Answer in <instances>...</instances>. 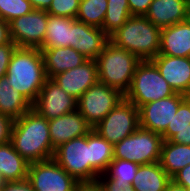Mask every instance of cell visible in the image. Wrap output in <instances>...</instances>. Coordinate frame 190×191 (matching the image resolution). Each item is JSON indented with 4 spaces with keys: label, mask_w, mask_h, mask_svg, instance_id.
Returning <instances> with one entry per match:
<instances>
[{
    "label": "cell",
    "mask_w": 190,
    "mask_h": 191,
    "mask_svg": "<svg viewBox=\"0 0 190 191\" xmlns=\"http://www.w3.org/2000/svg\"><path fill=\"white\" fill-rule=\"evenodd\" d=\"M10 142L29 163L52 159L55 153L50 140L49 120L33 108L14 120Z\"/></svg>",
    "instance_id": "6da1fadb"
},
{
    "label": "cell",
    "mask_w": 190,
    "mask_h": 191,
    "mask_svg": "<svg viewBox=\"0 0 190 191\" xmlns=\"http://www.w3.org/2000/svg\"><path fill=\"white\" fill-rule=\"evenodd\" d=\"M5 76L9 85L33 105L48 79L42 51L38 48L17 47Z\"/></svg>",
    "instance_id": "7a4b0ae2"
},
{
    "label": "cell",
    "mask_w": 190,
    "mask_h": 191,
    "mask_svg": "<svg viewBox=\"0 0 190 191\" xmlns=\"http://www.w3.org/2000/svg\"><path fill=\"white\" fill-rule=\"evenodd\" d=\"M160 38L161 29L145 16H131L109 36V41L146 61L159 54Z\"/></svg>",
    "instance_id": "3957f363"
},
{
    "label": "cell",
    "mask_w": 190,
    "mask_h": 191,
    "mask_svg": "<svg viewBox=\"0 0 190 191\" xmlns=\"http://www.w3.org/2000/svg\"><path fill=\"white\" fill-rule=\"evenodd\" d=\"M95 60L98 81L120 90L125 95L131 86L136 66L141 60L110 41L105 44Z\"/></svg>",
    "instance_id": "277c9868"
},
{
    "label": "cell",
    "mask_w": 190,
    "mask_h": 191,
    "mask_svg": "<svg viewBox=\"0 0 190 191\" xmlns=\"http://www.w3.org/2000/svg\"><path fill=\"white\" fill-rule=\"evenodd\" d=\"M169 83L162 77L151 60L140 61L136 66L131 86L125 93V99L137 108L174 95Z\"/></svg>",
    "instance_id": "5b68a950"
},
{
    "label": "cell",
    "mask_w": 190,
    "mask_h": 191,
    "mask_svg": "<svg viewBox=\"0 0 190 191\" xmlns=\"http://www.w3.org/2000/svg\"><path fill=\"white\" fill-rule=\"evenodd\" d=\"M162 143V135L139 127L114 145V158L139 165L160 162Z\"/></svg>",
    "instance_id": "8992f818"
},
{
    "label": "cell",
    "mask_w": 190,
    "mask_h": 191,
    "mask_svg": "<svg viewBox=\"0 0 190 191\" xmlns=\"http://www.w3.org/2000/svg\"><path fill=\"white\" fill-rule=\"evenodd\" d=\"M53 159L77 181H91V131L61 144Z\"/></svg>",
    "instance_id": "52a82bcc"
},
{
    "label": "cell",
    "mask_w": 190,
    "mask_h": 191,
    "mask_svg": "<svg viewBox=\"0 0 190 191\" xmlns=\"http://www.w3.org/2000/svg\"><path fill=\"white\" fill-rule=\"evenodd\" d=\"M124 98L120 90L98 81L77 100V110L94 128Z\"/></svg>",
    "instance_id": "ba28073f"
},
{
    "label": "cell",
    "mask_w": 190,
    "mask_h": 191,
    "mask_svg": "<svg viewBox=\"0 0 190 191\" xmlns=\"http://www.w3.org/2000/svg\"><path fill=\"white\" fill-rule=\"evenodd\" d=\"M139 127V108L124 98L93 129L115 145Z\"/></svg>",
    "instance_id": "9c48e42d"
},
{
    "label": "cell",
    "mask_w": 190,
    "mask_h": 191,
    "mask_svg": "<svg viewBox=\"0 0 190 191\" xmlns=\"http://www.w3.org/2000/svg\"><path fill=\"white\" fill-rule=\"evenodd\" d=\"M27 180L34 191H74L78 182L53 158L29 163Z\"/></svg>",
    "instance_id": "30bf717a"
},
{
    "label": "cell",
    "mask_w": 190,
    "mask_h": 191,
    "mask_svg": "<svg viewBox=\"0 0 190 191\" xmlns=\"http://www.w3.org/2000/svg\"><path fill=\"white\" fill-rule=\"evenodd\" d=\"M46 10L33 9L9 23L10 38L21 48H38L43 45L48 23Z\"/></svg>",
    "instance_id": "8fae6325"
},
{
    "label": "cell",
    "mask_w": 190,
    "mask_h": 191,
    "mask_svg": "<svg viewBox=\"0 0 190 191\" xmlns=\"http://www.w3.org/2000/svg\"><path fill=\"white\" fill-rule=\"evenodd\" d=\"M187 96L179 93L139 107V126L162 135Z\"/></svg>",
    "instance_id": "7c38bea8"
},
{
    "label": "cell",
    "mask_w": 190,
    "mask_h": 191,
    "mask_svg": "<svg viewBox=\"0 0 190 191\" xmlns=\"http://www.w3.org/2000/svg\"><path fill=\"white\" fill-rule=\"evenodd\" d=\"M32 108L47 120H51L77 110V99L48 78Z\"/></svg>",
    "instance_id": "4fadbf2b"
},
{
    "label": "cell",
    "mask_w": 190,
    "mask_h": 191,
    "mask_svg": "<svg viewBox=\"0 0 190 191\" xmlns=\"http://www.w3.org/2000/svg\"><path fill=\"white\" fill-rule=\"evenodd\" d=\"M151 61L175 93L190 96V58L158 54Z\"/></svg>",
    "instance_id": "5bb4252c"
},
{
    "label": "cell",
    "mask_w": 190,
    "mask_h": 191,
    "mask_svg": "<svg viewBox=\"0 0 190 191\" xmlns=\"http://www.w3.org/2000/svg\"><path fill=\"white\" fill-rule=\"evenodd\" d=\"M52 80L78 100L88 88L98 82L96 60L87 59L80 66L55 75Z\"/></svg>",
    "instance_id": "9a60e30c"
},
{
    "label": "cell",
    "mask_w": 190,
    "mask_h": 191,
    "mask_svg": "<svg viewBox=\"0 0 190 191\" xmlns=\"http://www.w3.org/2000/svg\"><path fill=\"white\" fill-rule=\"evenodd\" d=\"M108 41L109 36L99 27L77 20L72 24L70 47L87 59L95 60Z\"/></svg>",
    "instance_id": "2e32d148"
},
{
    "label": "cell",
    "mask_w": 190,
    "mask_h": 191,
    "mask_svg": "<svg viewBox=\"0 0 190 191\" xmlns=\"http://www.w3.org/2000/svg\"><path fill=\"white\" fill-rule=\"evenodd\" d=\"M93 128L78 110L49 120L51 145L54 149L71 139L87 135Z\"/></svg>",
    "instance_id": "e0dca14e"
},
{
    "label": "cell",
    "mask_w": 190,
    "mask_h": 191,
    "mask_svg": "<svg viewBox=\"0 0 190 191\" xmlns=\"http://www.w3.org/2000/svg\"><path fill=\"white\" fill-rule=\"evenodd\" d=\"M190 0H153L145 17L160 29L186 21Z\"/></svg>",
    "instance_id": "ac0fdd59"
},
{
    "label": "cell",
    "mask_w": 190,
    "mask_h": 191,
    "mask_svg": "<svg viewBox=\"0 0 190 191\" xmlns=\"http://www.w3.org/2000/svg\"><path fill=\"white\" fill-rule=\"evenodd\" d=\"M159 54L190 58V25L187 21L161 29Z\"/></svg>",
    "instance_id": "d6986e66"
},
{
    "label": "cell",
    "mask_w": 190,
    "mask_h": 191,
    "mask_svg": "<svg viewBox=\"0 0 190 191\" xmlns=\"http://www.w3.org/2000/svg\"><path fill=\"white\" fill-rule=\"evenodd\" d=\"M47 78L76 68L87 58L72 47H51L42 50Z\"/></svg>",
    "instance_id": "ffe728a7"
},
{
    "label": "cell",
    "mask_w": 190,
    "mask_h": 191,
    "mask_svg": "<svg viewBox=\"0 0 190 191\" xmlns=\"http://www.w3.org/2000/svg\"><path fill=\"white\" fill-rule=\"evenodd\" d=\"M29 162L13 148L9 141L0 144V175L5 182L27 179Z\"/></svg>",
    "instance_id": "44dd1931"
},
{
    "label": "cell",
    "mask_w": 190,
    "mask_h": 191,
    "mask_svg": "<svg viewBox=\"0 0 190 191\" xmlns=\"http://www.w3.org/2000/svg\"><path fill=\"white\" fill-rule=\"evenodd\" d=\"M170 180L160 162L142 164L133 178L132 187L135 191H165Z\"/></svg>",
    "instance_id": "7402d4cb"
},
{
    "label": "cell",
    "mask_w": 190,
    "mask_h": 191,
    "mask_svg": "<svg viewBox=\"0 0 190 191\" xmlns=\"http://www.w3.org/2000/svg\"><path fill=\"white\" fill-rule=\"evenodd\" d=\"M32 108V104L18 91L9 85L6 76L0 78V114L19 119Z\"/></svg>",
    "instance_id": "603a6c76"
},
{
    "label": "cell",
    "mask_w": 190,
    "mask_h": 191,
    "mask_svg": "<svg viewBox=\"0 0 190 191\" xmlns=\"http://www.w3.org/2000/svg\"><path fill=\"white\" fill-rule=\"evenodd\" d=\"M75 21L76 19L69 17L48 15L46 37L40 50L51 47H70L72 24Z\"/></svg>",
    "instance_id": "cb8c5ba5"
},
{
    "label": "cell",
    "mask_w": 190,
    "mask_h": 191,
    "mask_svg": "<svg viewBox=\"0 0 190 191\" xmlns=\"http://www.w3.org/2000/svg\"><path fill=\"white\" fill-rule=\"evenodd\" d=\"M114 159V145L91 130V181L104 174Z\"/></svg>",
    "instance_id": "d4e9b609"
},
{
    "label": "cell",
    "mask_w": 190,
    "mask_h": 191,
    "mask_svg": "<svg viewBox=\"0 0 190 191\" xmlns=\"http://www.w3.org/2000/svg\"><path fill=\"white\" fill-rule=\"evenodd\" d=\"M160 164L172 178L178 171L190 164V145L163 140Z\"/></svg>",
    "instance_id": "484cf974"
},
{
    "label": "cell",
    "mask_w": 190,
    "mask_h": 191,
    "mask_svg": "<svg viewBox=\"0 0 190 191\" xmlns=\"http://www.w3.org/2000/svg\"><path fill=\"white\" fill-rule=\"evenodd\" d=\"M102 30L110 36L120 28L132 15L127 0H107Z\"/></svg>",
    "instance_id": "4316f807"
},
{
    "label": "cell",
    "mask_w": 190,
    "mask_h": 191,
    "mask_svg": "<svg viewBox=\"0 0 190 191\" xmlns=\"http://www.w3.org/2000/svg\"><path fill=\"white\" fill-rule=\"evenodd\" d=\"M107 0H81L76 20L102 29Z\"/></svg>",
    "instance_id": "83f0119b"
},
{
    "label": "cell",
    "mask_w": 190,
    "mask_h": 191,
    "mask_svg": "<svg viewBox=\"0 0 190 191\" xmlns=\"http://www.w3.org/2000/svg\"><path fill=\"white\" fill-rule=\"evenodd\" d=\"M139 166L135 162L114 158L104 174L114 183L132 186L133 178Z\"/></svg>",
    "instance_id": "f1b7e54d"
},
{
    "label": "cell",
    "mask_w": 190,
    "mask_h": 191,
    "mask_svg": "<svg viewBox=\"0 0 190 191\" xmlns=\"http://www.w3.org/2000/svg\"><path fill=\"white\" fill-rule=\"evenodd\" d=\"M190 124V96H187L178 107L172 122L169 123L166 131L162 134V138L168 141L178 131L183 130Z\"/></svg>",
    "instance_id": "f546056e"
},
{
    "label": "cell",
    "mask_w": 190,
    "mask_h": 191,
    "mask_svg": "<svg viewBox=\"0 0 190 191\" xmlns=\"http://www.w3.org/2000/svg\"><path fill=\"white\" fill-rule=\"evenodd\" d=\"M33 10L29 0H0V18L10 23Z\"/></svg>",
    "instance_id": "4dcf8cb0"
},
{
    "label": "cell",
    "mask_w": 190,
    "mask_h": 191,
    "mask_svg": "<svg viewBox=\"0 0 190 191\" xmlns=\"http://www.w3.org/2000/svg\"><path fill=\"white\" fill-rule=\"evenodd\" d=\"M79 4L80 0H52L46 11L49 15L75 19L78 13Z\"/></svg>",
    "instance_id": "1f68e13d"
},
{
    "label": "cell",
    "mask_w": 190,
    "mask_h": 191,
    "mask_svg": "<svg viewBox=\"0 0 190 191\" xmlns=\"http://www.w3.org/2000/svg\"><path fill=\"white\" fill-rule=\"evenodd\" d=\"M16 48L17 45L12 40L0 46V78L6 75L11 56Z\"/></svg>",
    "instance_id": "d6a6232c"
},
{
    "label": "cell",
    "mask_w": 190,
    "mask_h": 191,
    "mask_svg": "<svg viewBox=\"0 0 190 191\" xmlns=\"http://www.w3.org/2000/svg\"><path fill=\"white\" fill-rule=\"evenodd\" d=\"M132 16H145L153 0H127Z\"/></svg>",
    "instance_id": "836d02e7"
},
{
    "label": "cell",
    "mask_w": 190,
    "mask_h": 191,
    "mask_svg": "<svg viewBox=\"0 0 190 191\" xmlns=\"http://www.w3.org/2000/svg\"><path fill=\"white\" fill-rule=\"evenodd\" d=\"M104 191H135L131 185H121L114 183L105 174H101L98 178Z\"/></svg>",
    "instance_id": "e575fe53"
},
{
    "label": "cell",
    "mask_w": 190,
    "mask_h": 191,
    "mask_svg": "<svg viewBox=\"0 0 190 191\" xmlns=\"http://www.w3.org/2000/svg\"><path fill=\"white\" fill-rule=\"evenodd\" d=\"M13 120L0 114V144L10 141Z\"/></svg>",
    "instance_id": "d590c367"
},
{
    "label": "cell",
    "mask_w": 190,
    "mask_h": 191,
    "mask_svg": "<svg viewBox=\"0 0 190 191\" xmlns=\"http://www.w3.org/2000/svg\"><path fill=\"white\" fill-rule=\"evenodd\" d=\"M0 191H34L30 182L25 179L22 181L5 182Z\"/></svg>",
    "instance_id": "8d00e7d4"
},
{
    "label": "cell",
    "mask_w": 190,
    "mask_h": 191,
    "mask_svg": "<svg viewBox=\"0 0 190 191\" xmlns=\"http://www.w3.org/2000/svg\"><path fill=\"white\" fill-rule=\"evenodd\" d=\"M171 179L190 191V164L178 171Z\"/></svg>",
    "instance_id": "74e56055"
},
{
    "label": "cell",
    "mask_w": 190,
    "mask_h": 191,
    "mask_svg": "<svg viewBox=\"0 0 190 191\" xmlns=\"http://www.w3.org/2000/svg\"><path fill=\"white\" fill-rule=\"evenodd\" d=\"M74 191H104L100 181H78Z\"/></svg>",
    "instance_id": "f35d334b"
},
{
    "label": "cell",
    "mask_w": 190,
    "mask_h": 191,
    "mask_svg": "<svg viewBox=\"0 0 190 191\" xmlns=\"http://www.w3.org/2000/svg\"><path fill=\"white\" fill-rule=\"evenodd\" d=\"M168 141L173 143L190 145V124L183 130L178 131Z\"/></svg>",
    "instance_id": "ab89813d"
},
{
    "label": "cell",
    "mask_w": 190,
    "mask_h": 191,
    "mask_svg": "<svg viewBox=\"0 0 190 191\" xmlns=\"http://www.w3.org/2000/svg\"><path fill=\"white\" fill-rule=\"evenodd\" d=\"M11 41L9 23L0 18V46Z\"/></svg>",
    "instance_id": "60d3db41"
},
{
    "label": "cell",
    "mask_w": 190,
    "mask_h": 191,
    "mask_svg": "<svg viewBox=\"0 0 190 191\" xmlns=\"http://www.w3.org/2000/svg\"><path fill=\"white\" fill-rule=\"evenodd\" d=\"M33 9L47 10L52 0H29Z\"/></svg>",
    "instance_id": "b9f144b4"
},
{
    "label": "cell",
    "mask_w": 190,
    "mask_h": 191,
    "mask_svg": "<svg viewBox=\"0 0 190 191\" xmlns=\"http://www.w3.org/2000/svg\"><path fill=\"white\" fill-rule=\"evenodd\" d=\"M165 191H189L182 185L177 184L174 180H170L166 186Z\"/></svg>",
    "instance_id": "7bdbcfd3"
},
{
    "label": "cell",
    "mask_w": 190,
    "mask_h": 191,
    "mask_svg": "<svg viewBox=\"0 0 190 191\" xmlns=\"http://www.w3.org/2000/svg\"><path fill=\"white\" fill-rule=\"evenodd\" d=\"M186 21L189 23L190 25V5L188 7V11H187V16H186Z\"/></svg>",
    "instance_id": "ee69618b"
},
{
    "label": "cell",
    "mask_w": 190,
    "mask_h": 191,
    "mask_svg": "<svg viewBox=\"0 0 190 191\" xmlns=\"http://www.w3.org/2000/svg\"><path fill=\"white\" fill-rule=\"evenodd\" d=\"M4 183H5V181L2 179V177L0 175V186H3Z\"/></svg>",
    "instance_id": "f6af8a7d"
}]
</instances>
